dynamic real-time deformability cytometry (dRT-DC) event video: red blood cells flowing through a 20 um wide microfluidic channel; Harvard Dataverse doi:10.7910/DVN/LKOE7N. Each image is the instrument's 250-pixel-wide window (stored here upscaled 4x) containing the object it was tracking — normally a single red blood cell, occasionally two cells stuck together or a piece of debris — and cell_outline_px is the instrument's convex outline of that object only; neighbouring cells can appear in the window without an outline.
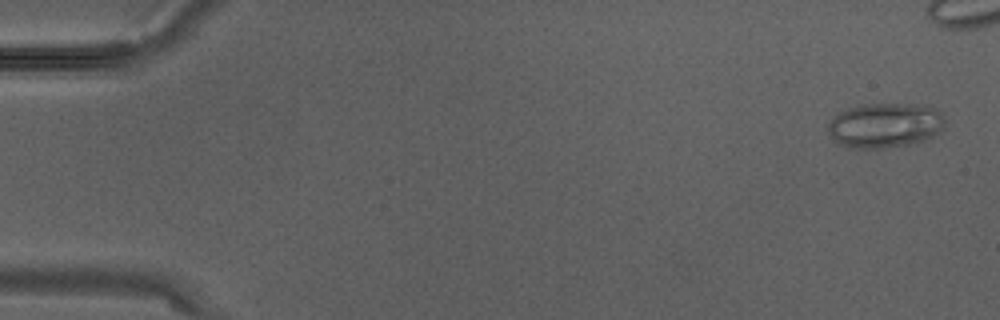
{"species": "Egyptian fruit bat (a non-hibernating species)", "species_latin": "Rousettus aegyptiacus", "temperature_condition": "warm", "stored_images_in_passage": 3, "camera_frame_rate_fps": 3000, "um_per_image_px": 0.085, "animal": {"sex": "male"}, "frame": {"image": 1, "passage_image": 3, "time_ms": 0.667, "image_size_px": [1000, 320], "cell_outline_px": [[944, 124], [940, 132], [924, 140], [912, 144], [880, 148], [848, 148], [840, 144], [828, 132], [828, 124], [832, 116], [848, 108], [860, 104], [924, 104], [936, 108], [944, 116]], "centroid_in_image_um": [75.23, 10.64], "position_along_channel_um": 9.8, "area_um2": 30.75}}